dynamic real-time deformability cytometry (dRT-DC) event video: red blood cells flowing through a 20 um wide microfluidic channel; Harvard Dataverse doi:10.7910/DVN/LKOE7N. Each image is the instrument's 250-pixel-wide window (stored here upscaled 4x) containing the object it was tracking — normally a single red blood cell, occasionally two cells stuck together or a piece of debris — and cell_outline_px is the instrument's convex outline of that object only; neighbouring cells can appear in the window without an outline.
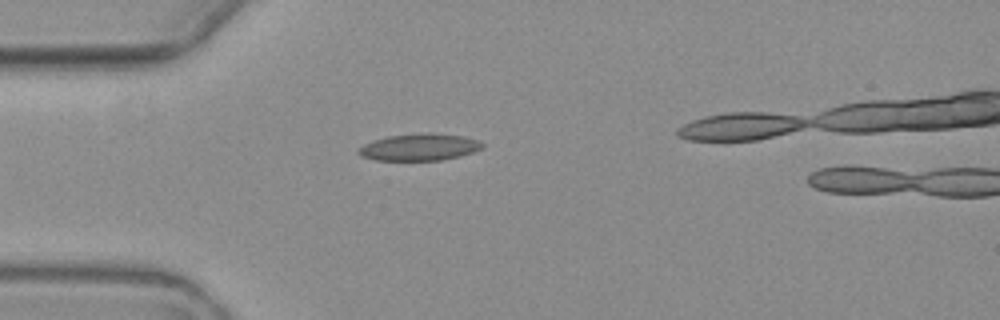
{"species": "common noctule bat (a hibernating species)", "species_latin": "Nyctalus noctula", "temperature_condition": "warm", "stored_images_in_passage": 5, "camera_frame_rate_fps": 3000, "um_per_image_px": 0.085, "animal": {"sex": "female", "body_mass_g": 19.3, "forearm_length_mm": 54.1}, "frame": {"image": 1, "passage_image": 5, "time_ms": 4.667, "image_size_px": [1000, 320], "cell_outline_px": [[484, 148], [460, 156], [440, 160], [376, 160], [360, 156], [356, 152], [364, 144], [372, 140], [388, 136], [428, 132], [464, 136], [480, 140], [484, 144]], "centroid_in_image_um": [35.67, 12.5], "position_along_channel_um": 49.3, "area_um2": 19.54}}